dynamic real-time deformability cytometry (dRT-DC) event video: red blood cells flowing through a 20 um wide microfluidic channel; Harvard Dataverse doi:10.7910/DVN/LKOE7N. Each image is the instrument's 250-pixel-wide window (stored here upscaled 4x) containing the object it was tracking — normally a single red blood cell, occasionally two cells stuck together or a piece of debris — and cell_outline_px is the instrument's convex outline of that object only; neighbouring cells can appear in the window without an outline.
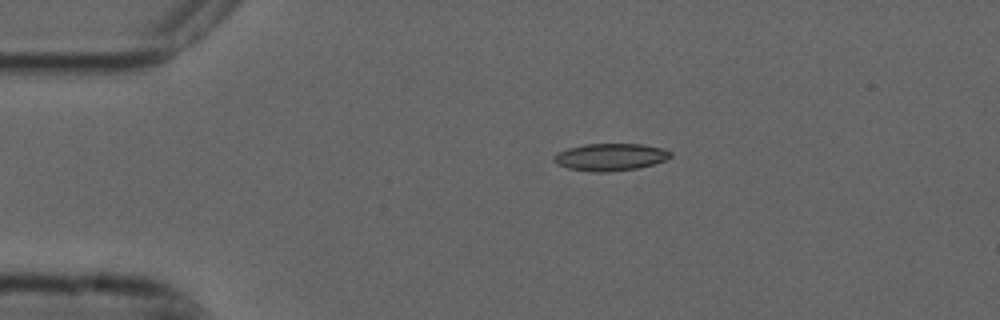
{"species": "common noctule bat (a hibernating species)", "species_latin": "Nyctalus noctula", "temperature_condition": "cold", "stored_images_in_passage": 6, "camera_frame_rate_fps": 3000, "um_per_image_px": 0.085, "animal": {"sex": "male", "forearm_length_mm": 52.5}, "frame": {"image": 1, "passage_image": 4, "time_ms": 1.0, "image_size_px": [1000, 320], "cell_outline_px": [[672, 156], [664, 160], [652, 164], [636, 168], [608, 172], [592, 172], [568, 168], [556, 164], [552, 160], [552, 156], [556, 152], [568, 148], [584, 144], [644, 144], [664, 148], [672, 152]], "centroid_in_image_um": [51.84, 13.34], "position_along_channel_um": 33.2, "area_um2": 18.67}}
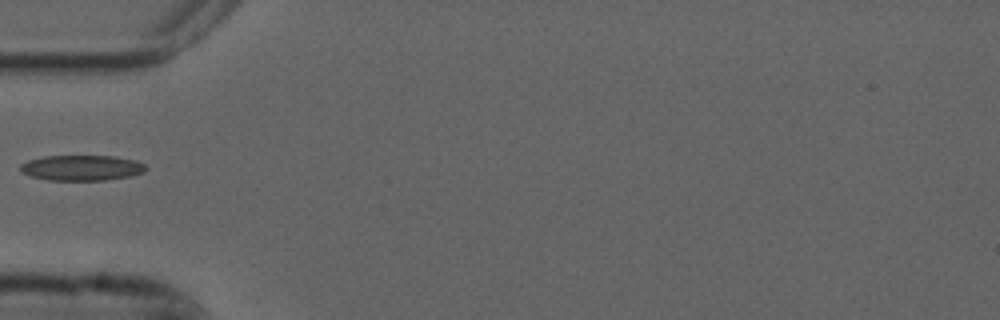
{"frame": {"image": 2, "passage_image": 6, "time_ms": 1.667, "image_size_px": [1000, 320], "cell_outline_px": [[148, 168], [144, 172], [128, 176], [104, 180], [48, 180], [32, 176], [20, 172], [20, 164], [28, 160], [44, 156], [112, 156], [136, 160], [144, 164]], "centroid_in_image_um": [6.93, 14.26], "position_along_channel_um": 78.1, "area_um2": 18.55}}